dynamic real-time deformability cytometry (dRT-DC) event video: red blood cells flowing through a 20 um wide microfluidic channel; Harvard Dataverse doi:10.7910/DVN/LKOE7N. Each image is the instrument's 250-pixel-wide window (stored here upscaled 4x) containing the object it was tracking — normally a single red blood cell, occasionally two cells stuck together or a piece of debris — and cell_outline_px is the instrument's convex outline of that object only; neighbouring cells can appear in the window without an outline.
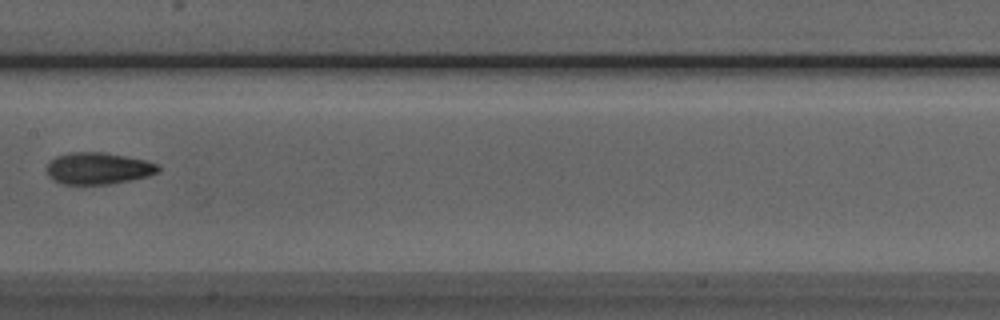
{"species": "Egyptian fruit bat (a non-hibernating species)", "species_latin": "Rousettus aegyptiacus", "temperature_condition": "room temperature", "stored_images_in_passage": 6, "camera_frame_rate_fps": 3000, "um_per_image_px": 0.085, "animal": {"sex": "male"}, "frame": {"image": 1, "passage_image": 6, "time_ms": 5.667, "image_size_px": [1000, 320], "cell_outline_px": [[160, 172], [148, 176], [108, 184], [64, 184], [52, 180], [48, 172], [48, 164], [56, 156], [68, 152], [104, 152], [148, 160], [156, 164], [160, 168]], "centroid_in_image_um": [8.37, 14.3], "position_along_channel_um": 199.0, "area_um2": 20.58}}